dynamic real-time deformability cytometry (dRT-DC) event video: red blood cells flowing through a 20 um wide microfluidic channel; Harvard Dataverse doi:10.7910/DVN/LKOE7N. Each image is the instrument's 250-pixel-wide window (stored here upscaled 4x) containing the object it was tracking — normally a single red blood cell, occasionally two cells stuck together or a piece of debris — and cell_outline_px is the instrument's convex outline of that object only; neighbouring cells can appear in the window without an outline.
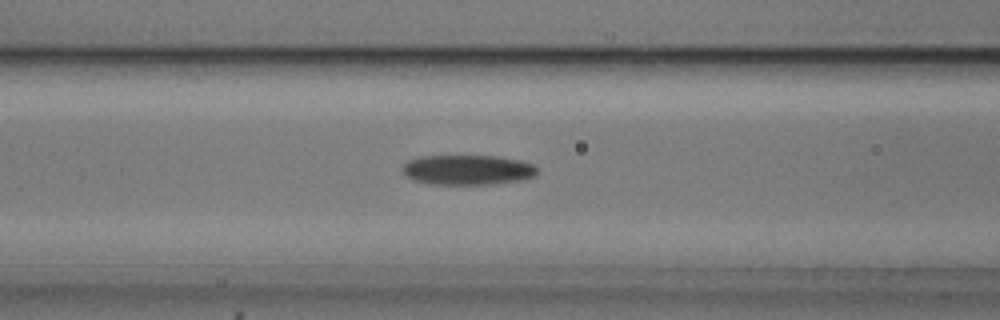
{"species": "common noctule bat (a hibernating species)", "species_latin": "Nyctalus noctula", "temperature_condition": "cold", "stored_images_in_passage": 51, "camera_frame_rate_fps": 3000, "um_per_image_px": 0.085, "animal": {"sex": "male", "body_mass_g": 20.5, "forearm_length_mm": 52.5}, "frame": {"image": 1, "passage_image": 18, "time_ms": 5.667, "image_size_px": [1000, 320], "cell_outline_px": [[540, 168], [536, 176], [524, 180], [492, 184], [428, 184], [412, 180], [404, 172], [404, 164], [408, 160], [420, 156], [500, 156], [520, 160], [532, 164]], "centroid_in_image_um": [39.81, 14.44], "position_along_channel_um": 126.8, "area_um2": 23.76}}
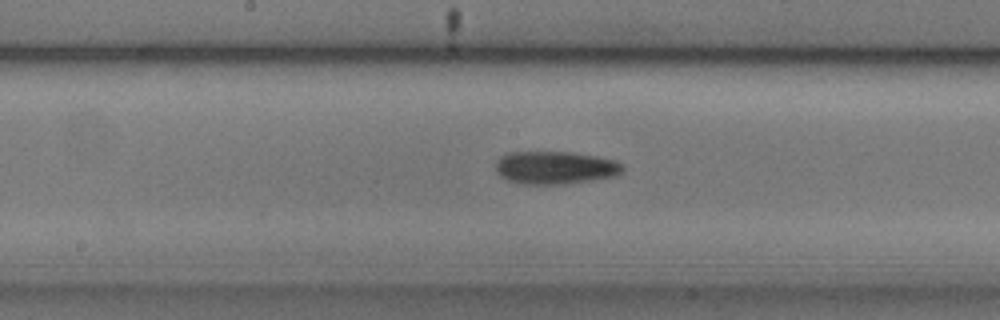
{"frame": {"image": 2, "passage_image": 24, "time_ms": 7.667, "image_size_px": [1000, 320], "cell_outline_px": [[624, 172], [616, 176], [592, 180], [560, 184], [524, 184], [508, 180], [500, 176], [496, 172], [496, 160], [500, 156], [508, 152], [572, 152], [596, 156], [616, 160], [624, 168]], "centroid_in_image_um": [47.19, 14.24], "position_along_channel_um": 201.0, "area_um2": 24.45}}
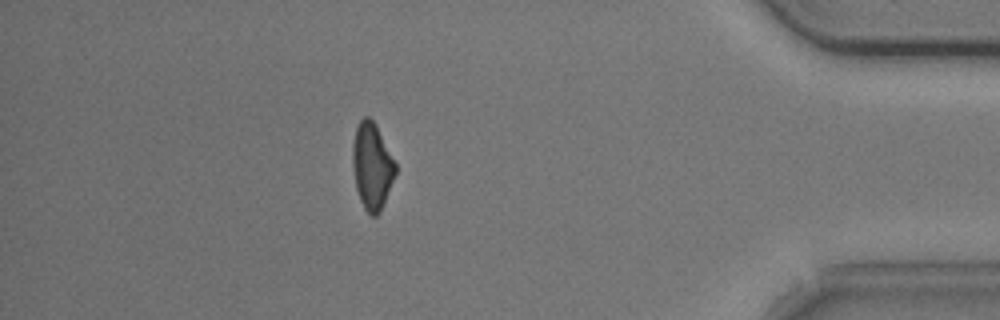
{"frame": {"image": 3, "passage_image": 44, "time_ms": 14.333, "image_size_px": [1000, 320], "cell_outline_px": [[396, 172], [380, 212], [376, 216], [372, 216], [364, 208], [360, 200], [356, 188], [352, 164], [352, 144], [356, 128], [360, 120], [364, 116], [368, 116], [372, 120], [396, 164]], "centroid_in_image_um": [31.59, 14.14], "position_along_channel_um": 403.6, "area_um2": 21.15}}